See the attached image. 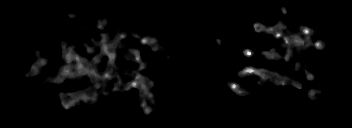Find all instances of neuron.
<instances>
[{"label":"neuron","mask_w":352,"mask_h":128,"mask_svg":"<svg viewBox=\"0 0 352 128\" xmlns=\"http://www.w3.org/2000/svg\"><path fill=\"white\" fill-rule=\"evenodd\" d=\"M283 14H287V8L285 6H283L281 9H280ZM108 23V20L107 19H104L101 23L99 21L97 27L98 29H103L105 28V24ZM284 19L281 20V22L279 23L278 26H275V27H266L264 25H261V24H258L254 27L256 31H262V30H265L267 31V36L272 33L274 35V37L276 39H279V38H284L285 40V43L281 44V45H284L287 47V51H288V55L286 53L285 56H283V54H275L273 50H271L270 52H264V54H261V56L257 57V61L258 59L262 58V56H266L268 57L267 60H273V59H277L278 62L281 61V56L282 58H284L286 61H289L290 59V55H293V54H296V49H294V46H296L297 48H301V47H305V46H314V48H322L324 46V42L321 41V40H317V42L313 43V45H311V42H310V39L307 38V36L311 35L312 34V29L308 26H302L301 27V32L300 34H295V35H292L289 31H282V26L284 25ZM125 30H122L120 31L119 33V37L120 38H124L126 36L125 34ZM266 36V37H267ZM101 40L99 42H97V44H100L103 49L101 50V55L102 56H108V62H107V65H106V71L102 74V75H99V77H96V72L97 70L94 69L92 66L97 64L101 58V56H98L96 57L92 63L91 61H88L89 62V66L90 67H87L85 65V58L84 57H81V56H77V54H75V52L72 50V47L68 48L67 44H63L62 45V55L61 57L63 58V61L66 63V67L64 68V70L61 72V76H59L58 74L56 73H52L53 75H51V77L47 80H45V83L46 84H54L55 82L57 84H60L62 82V80H65V78H67V81H72L73 82H76V80H78V77H75L77 75V73H79L80 75H88V77H90V80L92 82V80L94 79L93 81V85L92 87H88L86 88L84 91L83 90H75V91H72L71 93H68V94H64V93H60L59 94V97H60V102L63 104L64 108L65 109H68L69 107H72V106H77L78 103H79V100L81 99H84L85 102H86V105L88 106H91V105H94V104H97V100L94 97L95 95V92L96 90L99 88L100 85H98V81H95V79L97 78H102L103 79V83H102V88L106 89L107 85H108V79L109 77H118V74H116L114 72V70L116 69V65H115V52L113 51V49H111L110 47V44L109 42L107 41V37H109V35L103 33L101 35ZM118 37V38H119ZM158 37H156L155 39H152L151 37H149V35H144L142 38H140V43L142 45H146V46H150L152 47V49H156L159 44H158ZM124 44L126 46V43H119L118 42V39L117 37L114 38L113 40V46L115 48H119L120 45ZM181 47H185L184 49L187 51V49L189 48L188 45H186V42H183ZM126 48L128 49V46H126ZM95 48H89L87 49V54L90 55L94 52ZM253 50H246L244 51V55L247 56L248 58L251 57L253 55ZM36 55H41V51L40 50H36ZM131 53L134 55L133 58H128L129 56H124L123 57H127L128 60H131V61H139V70L138 72H132V77L134 78V81L131 82L130 84L128 85H123L121 83H118L117 82V86L115 87L116 91L117 92H124V91H127V90H130L131 88H137L139 89V91L137 92L136 95H138V93L140 94V96L145 99L146 97L149 98L151 100V102H153L155 100V95L154 93H151L149 92L148 93V90L146 89V82L148 84V86H154V82L151 81V80H146V81H143L145 80L144 76L141 74V71L144 70L146 68V65L144 64V61H142L140 59V51H136V50H131ZM34 71H36L37 73V70L38 66H43V65H46L47 62H46V58H42V59H37L35 60L34 62ZM70 64H73V66H70ZM293 66L295 67H298L299 70H302L303 66L300 64V63H297V62H293L292 63ZM252 74H255L256 76L259 77L260 80H262V77L264 78V80L266 82L269 81V79L271 78V80H273L274 83H277L278 84V88L276 89L277 91H279V86L281 87L283 84H289L290 86H294L296 88H302V84L300 82H296V81H292L291 79L290 80H287L286 77L284 75H278L277 73L275 72H271V71H268V70H261L260 72H258L253 66L252 67H247L244 69L243 72H238V75L239 76H251ZM307 74V80L308 82H312L313 81V78H312V73L309 72V70L306 72ZM31 75H33L31 72H27L26 74H23L21 76H24L25 78L26 77H30ZM68 77H70V79H68ZM73 77V78H72ZM106 79H107V82H106ZM54 82V83H53ZM231 88L233 89V91L237 90L238 88V85L237 84H232ZM245 90H240L238 92V94L242 95V94H245ZM319 92L316 88H312L311 89V92L308 96L309 99H313L315 98L316 96L319 95ZM139 106L140 107H145V103L143 101H141L139 103ZM153 110V107H149L145 110V113L148 115L151 111Z\"/></svg>","instance_id":"1"}]
</instances>
